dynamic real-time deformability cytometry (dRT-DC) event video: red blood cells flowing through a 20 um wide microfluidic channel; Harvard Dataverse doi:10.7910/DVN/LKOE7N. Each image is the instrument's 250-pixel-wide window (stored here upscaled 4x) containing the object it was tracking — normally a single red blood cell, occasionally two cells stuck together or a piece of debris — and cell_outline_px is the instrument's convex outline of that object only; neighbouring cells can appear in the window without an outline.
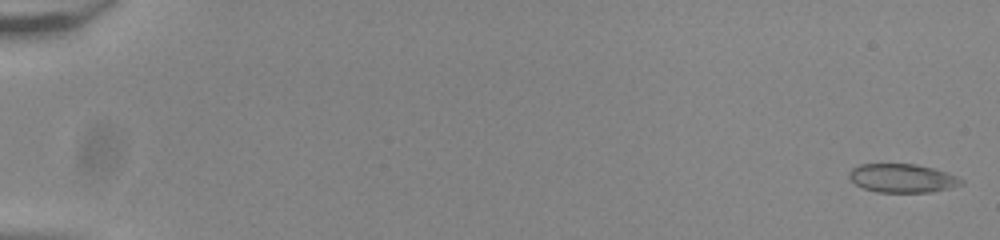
{"species": "common noctule bat (a hibernating species)", "species_latin": "Nyctalus noctula", "temperature_condition": "room temperature", "stored_images_in_passage": 55, "camera_frame_rate_fps": 3000, "um_per_image_px": 0.085, "animal": {"sex": "male", "body_mass_g": 20.0, "forearm_length_mm": 53.3}, "frame": {"image": 1, "passage_image": 1, "time_ms": 0.0, "image_size_px": [1000, 240], "cell_outline_px": [[964, 184], [932, 192], [876, 192], [864, 188], [856, 184], [848, 176], [848, 172], [852, 168], [860, 164], [916, 164], [932, 168], [956, 176], [964, 180]], "centroid_in_image_um": [76.68, 15.15], "position_along_channel_um": 8.3, "area_um2": 18.61}}
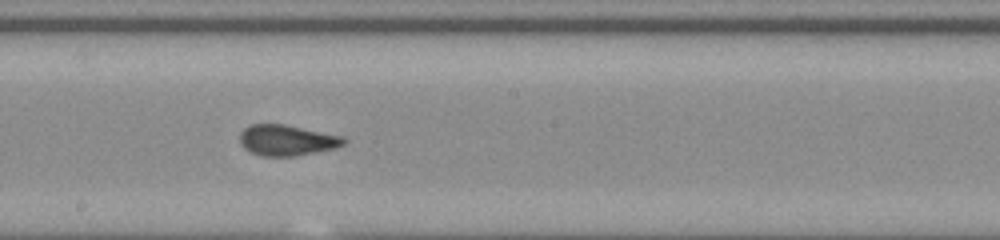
{"frame": {"image": 2, "passage_image": 32, "time_ms": 10.333, "image_size_px": [1000, 240], "cell_outline_px": [[348, 140], [344, 144], [336, 148], [296, 156], [260, 156], [244, 148], [240, 144], [240, 132], [244, 128], [252, 124], [284, 124], [344, 136]], "centroid_in_image_um": [24.4, 11.92], "position_along_channel_um": 223.8, "area_um2": 18.79}}
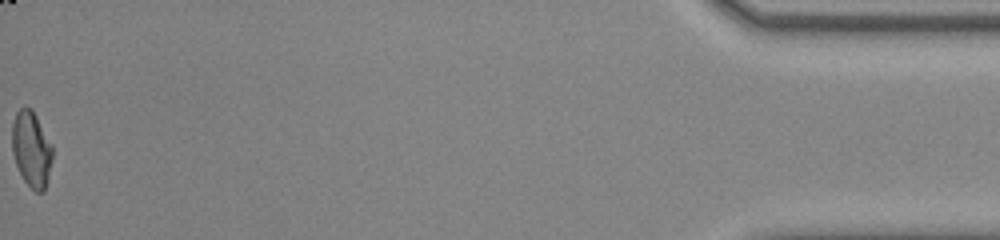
{"frame": {"image": 3, "passage_image": 55, "time_ms": 18.0, "image_size_px": [1000, 240], "cell_outline_px": [[52, 160], [44, 192], [36, 192], [24, 180], [16, 164], [12, 152], [12, 124], [16, 112], [24, 104], [32, 108], [52, 144]], "centroid_in_image_um": [2.67, 12.63], "position_along_channel_um": 432.5, "area_um2": 17.92}}